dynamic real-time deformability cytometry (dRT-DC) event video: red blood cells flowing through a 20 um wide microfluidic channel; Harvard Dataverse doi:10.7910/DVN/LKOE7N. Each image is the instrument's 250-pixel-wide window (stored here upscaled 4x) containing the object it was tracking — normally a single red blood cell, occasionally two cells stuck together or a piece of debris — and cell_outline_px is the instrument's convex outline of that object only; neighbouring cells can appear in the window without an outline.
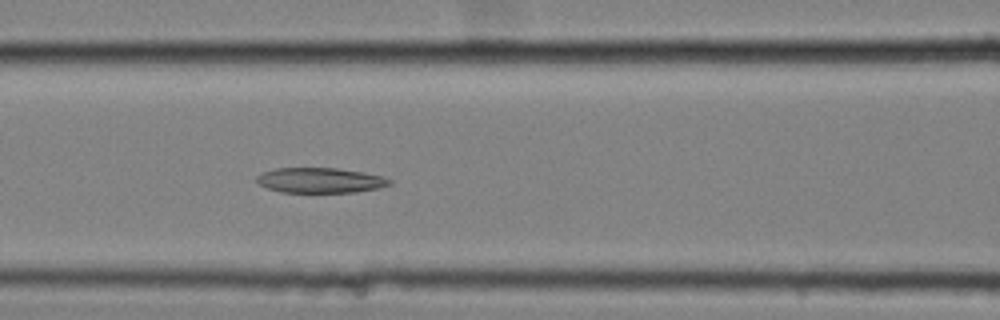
{"species": "common noctule bat (a hibernating species)", "species_latin": "Nyctalus noctula", "temperature_condition": "cold", "stored_images_in_passage": 28, "camera_frame_rate_fps": 3000, "um_per_image_px": 0.085, "animal": {"sex": "female", "body_mass_g": 25.1}, "frame": {"image": 1, "passage_image": 10, "time_ms": 3.0, "image_size_px": [1000, 320], "cell_outline_px": [[392, 184], [376, 188], [356, 192], [280, 192], [268, 188], [260, 184], [256, 180], [256, 176], [264, 172], [276, 168], [336, 168], [360, 172], [380, 176], [392, 180]], "centroid_in_image_um": [27.19, 15.33], "position_along_channel_um": 139.4, "area_um2": 19.19}}
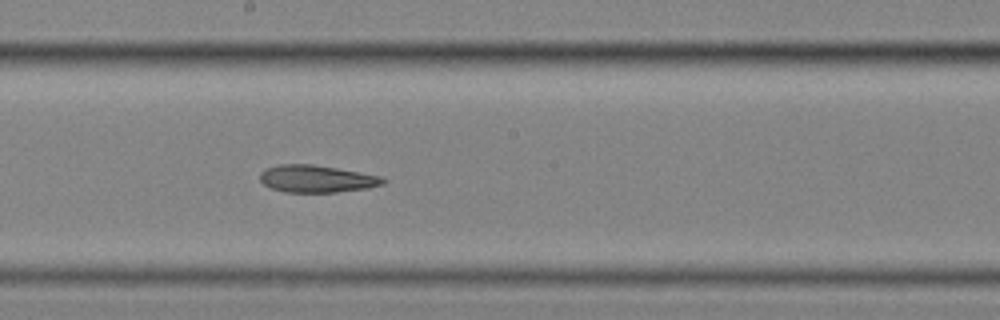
{"frame": {"image": 2, "passage_image": 17, "time_ms": 5.333, "image_size_px": [1000, 320], "cell_outline_px": [[388, 180], [384, 184], [368, 188], [336, 192], [284, 192], [272, 188], [264, 184], [260, 180], [260, 172], [268, 168], [280, 164], [312, 164], [360, 172], [380, 176]], "centroid_in_image_um": [26.94, 15.2], "position_along_channel_um": 221.3, "area_um2": 19.48}}
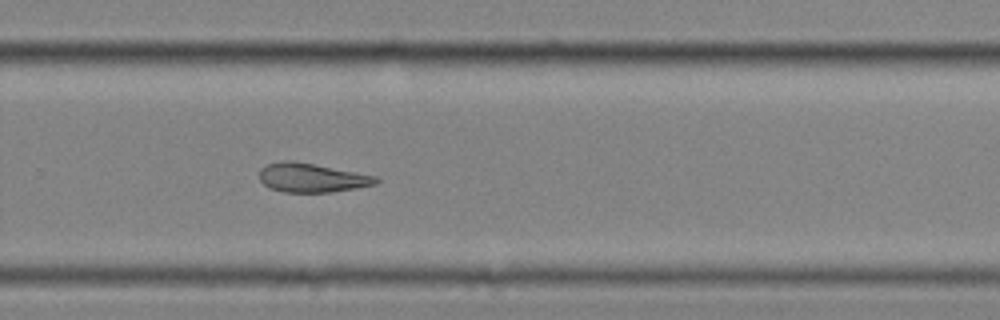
{"frame": {"image": 3, "passage_image": 24, "time_ms": 7.667, "image_size_px": [1000, 320], "cell_outline_px": [[380, 180], [376, 184], [356, 188], [332, 192], [284, 192], [268, 188], [260, 180], [260, 168], [268, 164], [284, 160], [292, 160], [376, 176]], "centroid_in_image_um": [26.48, 15.11], "position_along_channel_um": 303.3, "area_um2": 19.59}}